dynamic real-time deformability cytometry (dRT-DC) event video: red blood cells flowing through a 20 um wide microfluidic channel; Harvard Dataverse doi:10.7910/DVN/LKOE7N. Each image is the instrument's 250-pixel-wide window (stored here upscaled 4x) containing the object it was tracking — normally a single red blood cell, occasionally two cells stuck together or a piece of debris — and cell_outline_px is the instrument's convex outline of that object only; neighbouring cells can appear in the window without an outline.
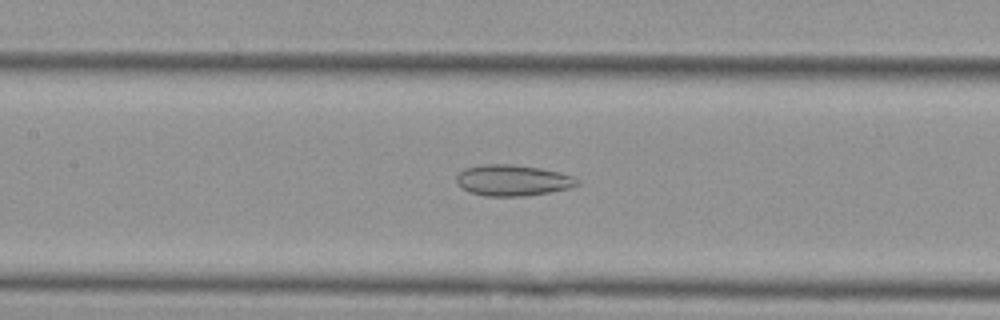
{"species": "Egyptian fruit bat (a non-hibernating species)", "species_latin": "Rousettus aegyptiacus", "temperature_condition": "cold", "stored_images_in_passage": 38, "camera_frame_rate_fps": 3000, "um_per_image_px": 0.085, "animal": {"sex": "female"}, "frame": {"image": 1, "passage_image": 9, "time_ms": 2.667, "image_size_px": [1000, 320], "cell_outline_px": [[580, 184], [572, 188], [528, 196], [484, 196], [468, 192], [460, 188], [456, 180], [456, 176], [464, 168], [484, 164], [512, 164], [540, 168], [560, 172], [572, 176], [580, 180]], "centroid_in_image_um": [43.59, 15.33], "position_along_channel_um": 163.8, "area_um2": 22.2}}
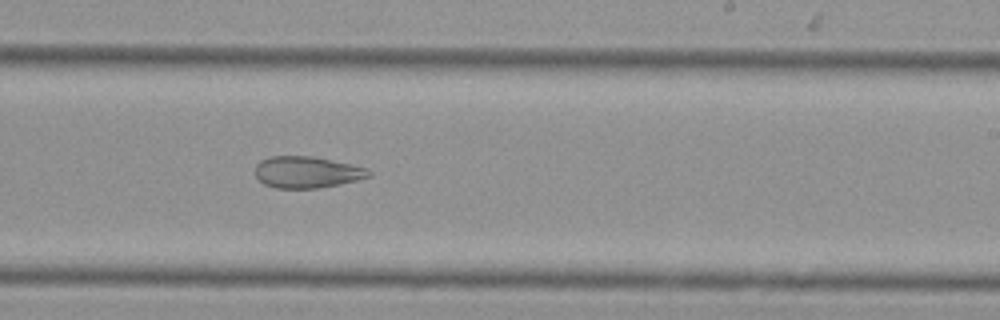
{"frame": {"image": 2, "passage_image": 17, "time_ms": 5.333, "image_size_px": [1000, 320], "cell_outline_px": [[372, 176], [340, 184], [320, 188], [276, 188], [264, 184], [256, 176], [256, 164], [260, 160], [268, 156], [312, 156], [352, 164], [368, 168], [372, 172]], "centroid_in_image_um": [26.11, 14.63], "position_along_channel_um": 262.9, "area_um2": 21.04}}
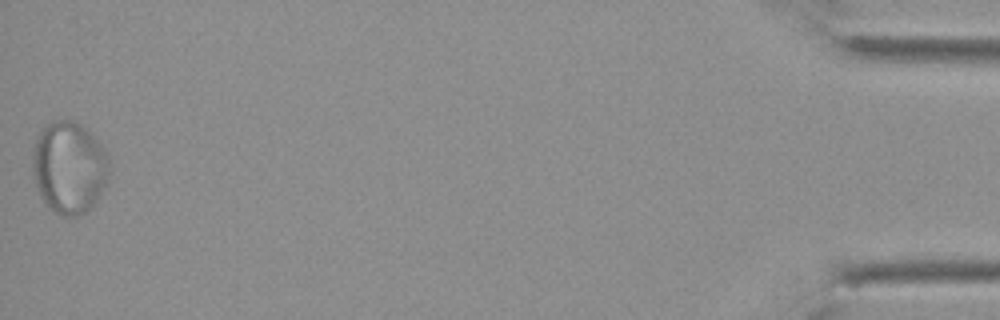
{"frame": {"image": 3, "passage_image": 38, "time_ms": 12.333, "image_size_px": [1000, 320], "cell_outline_px": [[108, 180], [96, 200], [84, 212], [76, 216], [64, 216], [52, 212], [48, 208], [40, 196], [32, 172], [32, 152], [36, 136], [48, 124], [56, 120], [72, 120], [80, 124], [104, 148], [108, 156]], "centroid_in_image_um": [5.84, 14.24], "position_along_channel_um": 429.4, "area_um2": 40.98}, "authors_computed_cell_mechanics": {"area_um2": 24.4783, "velocity_mm_per_s": 3.7362, "shape_relaxation_time_tau1_ms": null, "shape_relaxation_time_tau2_ms": 1.9971, "deformation_change_tau1": null, "deformation_change_tau2": 0.0739}}